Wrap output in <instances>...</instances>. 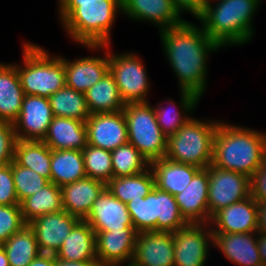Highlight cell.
<instances>
[{"label": "cell", "mask_w": 266, "mask_h": 266, "mask_svg": "<svg viewBox=\"0 0 266 266\" xmlns=\"http://www.w3.org/2000/svg\"><path fill=\"white\" fill-rule=\"evenodd\" d=\"M110 48L109 45V72L114 76L122 101L125 104L149 102V76L142 59L134 52L113 54Z\"/></svg>", "instance_id": "obj_9"}, {"label": "cell", "mask_w": 266, "mask_h": 266, "mask_svg": "<svg viewBox=\"0 0 266 266\" xmlns=\"http://www.w3.org/2000/svg\"><path fill=\"white\" fill-rule=\"evenodd\" d=\"M250 189L256 202H266V156L261 168L250 178Z\"/></svg>", "instance_id": "obj_42"}, {"label": "cell", "mask_w": 266, "mask_h": 266, "mask_svg": "<svg viewBox=\"0 0 266 266\" xmlns=\"http://www.w3.org/2000/svg\"><path fill=\"white\" fill-rule=\"evenodd\" d=\"M50 181L59 187L87 177L82 150H51Z\"/></svg>", "instance_id": "obj_29"}, {"label": "cell", "mask_w": 266, "mask_h": 266, "mask_svg": "<svg viewBox=\"0 0 266 266\" xmlns=\"http://www.w3.org/2000/svg\"><path fill=\"white\" fill-rule=\"evenodd\" d=\"M90 1H101V0H58V2H90Z\"/></svg>", "instance_id": "obj_49"}, {"label": "cell", "mask_w": 266, "mask_h": 266, "mask_svg": "<svg viewBox=\"0 0 266 266\" xmlns=\"http://www.w3.org/2000/svg\"><path fill=\"white\" fill-rule=\"evenodd\" d=\"M208 169H200L183 192L175 200L182 217L189 223H210L208 209Z\"/></svg>", "instance_id": "obj_21"}, {"label": "cell", "mask_w": 266, "mask_h": 266, "mask_svg": "<svg viewBox=\"0 0 266 266\" xmlns=\"http://www.w3.org/2000/svg\"><path fill=\"white\" fill-rule=\"evenodd\" d=\"M53 117L47 97L25 95L20 115L13 123L17 140L43 141Z\"/></svg>", "instance_id": "obj_13"}, {"label": "cell", "mask_w": 266, "mask_h": 266, "mask_svg": "<svg viewBox=\"0 0 266 266\" xmlns=\"http://www.w3.org/2000/svg\"><path fill=\"white\" fill-rule=\"evenodd\" d=\"M106 189V183L85 177L61 187L63 210L84 220L97 197Z\"/></svg>", "instance_id": "obj_23"}, {"label": "cell", "mask_w": 266, "mask_h": 266, "mask_svg": "<svg viewBox=\"0 0 266 266\" xmlns=\"http://www.w3.org/2000/svg\"><path fill=\"white\" fill-rule=\"evenodd\" d=\"M0 266H9L7 254L1 245H0Z\"/></svg>", "instance_id": "obj_48"}, {"label": "cell", "mask_w": 266, "mask_h": 266, "mask_svg": "<svg viewBox=\"0 0 266 266\" xmlns=\"http://www.w3.org/2000/svg\"><path fill=\"white\" fill-rule=\"evenodd\" d=\"M80 221L65 210L41 215L28 225L33 229L42 254L55 255L74 226Z\"/></svg>", "instance_id": "obj_16"}, {"label": "cell", "mask_w": 266, "mask_h": 266, "mask_svg": "<svg viewBox=\"0 0 266 266\" xmlns=\"http://www.w3.org/2000/svg\"><path fill=\"white\" fill-rule=\"evenodd\" d=\"M84 220L89 223L94 232L133 227L127 205L115 198L107 188L94 201Z\"/></svg>", "instance_id": "obj_20"}, {"label": "cell", "mask_w": 266, "mask_h": 266, "mask_svg": "<svg viewBox=\"0 0 266 266\" xmlns=\"http://www.w3.org/2000/svg\"><path fill=\"white\" fill-rule=\"evenodd\" d=\"M258 226L257 232L266 234V202H257Z\"/></svg>", "instance_id": "obj_44"}, {"label": "cell", "mask_w": 266, "mask_h": 266, "mask_svg": "<svg viewBox=\"0 0 266 266\" xmlns=\"http://www.w3.org/2000/svg\"><path fill=\"white\" fill-rule=\"evenodd\" d=\"M131 263L136 266H174L173 232L138 233Z\"/></svg>", "instance_id": "obj_18"}, {"label": "cell", "mask_w": 266, "mask_h": 266, "mask_svg": "<svg viewBox=\"0 0 266 266\" xmlns=\"http://www.w3.org/2000/svg\"><path fill=\"white\" fill-rule=\"evenodd\" d=\"M209 224L213 233L257 232V202L250 195L242 201L217 211L211 217Z\"/></svg>", "instance_id": "obj_19"}, {"label": "cell", "mask_w": 266, "mask_h": 266, "mask_svg": "<svg viewBox=\"0 0 266 266\" xmlns=\"http://www.w3.org/2000/svg\"><path fill=\"white\" fill-rule=\"evenodd\" d=\"M20 209L27 224L41 215L62 211L61 187L50 181L35 194L23 199Z\"/></svg>", "instance_id": "obj_31"}, {"label": "cell", "mask_w": 266, "mask_h": 266, "mask_svg": "<svg viewBox=\"0 0 266 266\" xmlns=\"http://www.w3.org/2000/svg\"><path fill=\"white\" fill-rule=\"evenodd\" d=\"M124 116L127 123L128 142L149 163L164 158L167 152V136L161 131L153 106L147 103L125 104Z\"/></svg>", "instance_id": "obj_8"}, {"label": "cell", "mask_w": 266, "mask_h": 266, "mask_svg": "<svg viewBox=\"0 0 266 266\" xmlns=\"http://www.w3.org/2000/svg\"><path fill=\"white\" fill-rule=\"evenodd\" d=\"M48 99L55 117H66L86 122L91 115L86 103L85 93L76 91L66 85Z\"/></svg>", "instance_id": "obj_35"}, {"label": "cell", "mask_w": 266, "mask_h": 266, "mask_svg": "<svg viewBox=\"0 0 266 266\" xmlns=\"http://www.w3.org/2000/svg\"><path fill=\"white\" fill-rule=\"evenodd\" d=\"M24 92L15 64L0 63V121L14 123L21 112Z\"/></svg>", "instance_id": "obj_26"}, {"label": "cell", "mask_w": 266, "mask_h": 266, "mask_svg": "<svg viewBox=\"0 0 266 266\" xmlns=\"http://www.w3.org/2000/svg\"><path fill=\"white\" fill-rule=\"evenodd\" d=\"M127 266H136V265H134V264H132V263H129V264H127Z\"/></svg>", "instance_id": "obj_50"}, {"label": "cell", "mask_w": 266, "mask_h": 266, "mask_svg": "<svg viewBox=\"0 0 266 266\" xmlns=\"http://www.w3.org/2000/svg\"><path fill=\"white\" fill-rule=\"evenodd\" d=\"M28 266H55V255L41 253Z\"/></svg>", "instance_id": "obj_45"}, {"label": "cell", "mask_w": 266, "mask_h": 266, "mask_svg": "<svg viewBox=\"0 0 266 266\" xmlns=\"http://www.w3.org/2000/svg\"><path fill=\"white\" fill-rule=\"evenodd\" d=\"M113 177L134 176L150 168V163L131 143L111 151Z\"/></svg>", "instance_id": "obj_36"}, {"label": "cell", "mask_w": 266, "mask_h": 266, "mask_svg": "<svg viewBox=\"0 0 266 266\" xmlns=\"http://www.w3.org/2000/svg\"><path fill=\"white\" fill-rule=\"evenodd\" d=\"M138 232L134 227L95 232L99 266H121L132 262Z\"/></svg>", "instance_id": "obj_14"}, {"label": "cell", "mask_w": 266, "mask_h": 266, "mask_svg": "<svg viewBox=\"0 0 266 266\" xmlns=\"http://www.w3.org/2000/svg\"><path fill=\"white\" fill-rule=\"evenodd\" d=\"M239 266L263 265L258 251L257 232L213 233V246Z\"/></svg>", "instance_id": "obj_22"}, {"label": "cell", "mask_w": 266, "mask_h": 266, "mask_svg": "<svg viewBox=\"0 0 266 266\" xmlns=\"http://www.w3.org/2000/svg\"><path fill=\"white\" fill-rule=\"evenodd\" d=\"M180 98L178 107L172 99L166 101L168 105L166 107H163L161 102L153 107L156 121L167 138L175 134L188 119L193 117L191 113L200 103V99L188 91L180 90Z\"/></svg>", "instance_id": "obj_28"}, {"label": "cell", "mask_w": 266, "mask_h": 266, "mask_svg": "<svg viewBox=\"0 0 266 266\" xmlns=\"http://www.w3.org/2000/svg\"><path fill=\"white\" fill-rule=\"evenodd\" d=\"M11 168L19 203L50 182L30 168L19 165L15 160L11 163Z\"/></svg>", "instance_id": "obj_38"}, {"label": "cell", "mask_w": 266, "mask_h": 266, "mask_svg": "<svg viewBox=\"0 0 266 266\" xmlns=\"http://www.w3.org/2000/svg\"><path fill=\"white\" fill-rule=\"evenodd\" d=\"M55 256L67 261L97 262L95 232L89 223L80 220Z\"/></svg>", "instance_id": "obj_27"}, {"label": "cell", "mask_w": 266, "mask_h": 266, "mask_svg": "<svg viewBox=\"0 0 266 266\" xmlns=\"http://www.w3.org/2000/svg\"><path fill=\"white\" fill-rule=\"evenodd\" d=\"M17 138L14 124L0 121V166L10 164L14 161V152Z\"/></svg>", "instance_id": "obj_40"}, {"label": "cell", "mask_w": 266, "mask_h": 266, "mask_svg": "<svg viewBox=\"0 0 266 266\" xmlns=\"http://www.w3.org/2000/svg\"><path fill=\"white\" fill-rule=\"evenodd\" d=\"M126 205L138 233L175 232L189 224L182 217L175 197L157 187L145 197L130 200Z\"/></svg>", "instance_id": "obj_7"}, {"label": "cell", "mask_w": 266, "mask_h": 266, "mask_svg": "<svg viewBox=\"0 0 266 266\" xmlns=\"http://www.w3.org/2000/svg\"><path fill=\"white\" fill-rule=\"evenodd\" d=\"M0 205H20L15 190L11 163L0 166Z\"/></svg>", "instance_id": "obj_41"}, {"label": "cell", "mask_w": 266, "mask_h": 266, "mask_svg": "<svg viewBox=\"0 0 266 266\" xmlns=\"http://www.w3.org/2000/svg\"><path fill=\"white\" fill-rule=\"evenodd\" d=\"M154 187L155 178L151 168L134 176L113 177L106 184L108 191L125 204L145 197Z\"/></svg>", "instance_id": "obj_33"}, {"label": "cell", "mask_w": 266, "mask_h": 266, "mask_svg": "<svg viewBox=\"0 0 266 266\" xmlns=\"http://www.w3.org/2000/svg\"><path fill=\"white\" fill-rule=\"evenodd\" d=\"M122 13V0L58 2V16L66 34L75 43L110 45L111 29L117 13Z\"/></svg>", "instance_id": "obj_3"}, {"label": "cell", "mask_w": 266, "mask_h": 266, "mask_svg": "<svg viewBox=\"0 0 266 266\" xmlns=\"http://www.w3.org/2000/svg\"><path fill=\"white\" fill-rule=\"evenodd\" d=\"M175 7L182 14L187 12L197 18L203 11L207 0H172Z\"/></svg>", "instance_id": "obj_43"}, {"label": "cell", "mask_w": 266, "mask_h": 266, "mask_svg": "<svg viewBox=\"0 0 266 266\" xmlns=\"http://www.w3.org/2000/svg\"><path fill=\"white\" fill-rule=\"evenodd\" d=\"M174 266H205L213 232L209 223H191L173 232Z\"/></svg>", "instance_id": "obj_11"}, {"label": "cell", "mask_w": 266, "mask_h": 266, "mask_svg": "<svg viewBox=\"0 0 266 266\" xmlns=\"http://www.w3.org/2000/svg\"><path fill=\"white\" fill-rule=\"evenodd\" d=\"M260 3L261 0H207L196 19L221 49L241 46L249 43L255 35L253 17Z\"/></svg>", "instance_id": "obj_4"}, {"label": "cell", "mask_w": 266, "mask_h": 266, "mask_svg": "<svg viewBox=\"0 0 266 266\" xmlns=\"http://www.w3.org/2000/svg\"><path fill=\"white\" fill-rule=\"evenodd\" d=\"M55 266H99L97 262L67 261L55 256Z\"/></svg>", "instance_id": "obj_47"}, {"label": "cell", "mask_w": 266, "mask_h": 266, "mask_svg": "<svg viewBox=\"0 0 266 266\" xmlns=\"http://www.w3.org/2000/svg\"><path fill=\"white\" fill-rule=\"evenodd\" d=\"M219 120L188 119L178 131L168 137L165 158L207 168L212 164L213 140Z\"/></svg>", "instance_id": "obj_6"}, {"label": "cell", "mask_w": 266, "mask_h": 266, "mask_svg": "<svg viewBox=\"0 0 266 266\" xmlns=\"http://www.w3.org/2000/svg\"><path fill=\"white\" fill-rule=\"evenodd\" d=\"M85 123L89 145L113 151L128 143L127 123L123 111L91 114Z\"/></svg>", "instance_id": "obj_15"}, {"label": "cell", "mask_w": 266, "mask_h": 266, "mask_svg": "<svg viewBox=\"0 0 266 266\" xmlns=\"http://www.w3.org/2000/svg\"><path fill=\"white\" fill-rule=\"evenodd\" d=\"M85 97L90 114L123 111L125 106L114 76L109 71L85 92Z\"/></svg>", "instance_id": "obj_30"}, {"label": "cell", "mask_w": 266, "mask_h": 266, "mask_svg": "<svg viewBox=\"0 0 266 266\" xmlns=\"http://www.w3.org/2000/svg\"><path fill=\"white\" fill-rule=\"evenodd\" d=\"M90 51H106L103 57L64 58L66 86L85 93L109 71V45H85Z\"/></svg>", "instance_id": "obj_12"}, {"label": "cell", "mask_w": 266, "mask_h": 266, "mask_svg": "<svg viewBox=\"0 0 266 266\" xmlns=\"http://www.w3.org/2000/svg\"><path fill=\"white\" fill-rule=\"evenodd\" d=\"M82 153L87 177L107 184L113 178L111 151L88 144Z\"/></svg>", "instance_id": "obj_37"}, {"label": "cell", "mask_w": 266, "mask_h": 266, "mask_svg": "<svg viewBox=\"0 0 266 266\" xmlns=\"http://www.w3.org/2000/svg\"><path fill=\"white\" fill-rule=\"evenodd\" d=\"M150 168L154 174L155 187L173 196L183 192L200 170L197 166L177 163L165 157L151 162Z\"/></svg>", "instance_id": "obj_25"}, {"label": "cell", "mask_w": 266, "mask_h": 266, "mask_svg": "<svg viewBox=\"0 0 266 266\" xmlns=\"http://www.w3.org/2000/svg\"><path fill=\"white\" fill-rule=\"evenodd\" d=\"M9 266H28L41 252L33 229L27 224L1 244Z\"/></svg>", "instance_id": "obj_34"}, {"label": "cell", "mask_w": 266, "mask_h": 266, "mask_svg": "<svg viewBox=\"0 0 266 266\" xmlns=\"http://www.w3.org/2000/svg\"><path fill=\"white\" fill-rule=\"evenodd\" d=\"M209 217L219 210L242 201L251 195L250 178L242 173L217 168L210 164L208 167Z\"/></svg>", "instance_id": "obj_10"}, {"label": "cell", "mask_w": 266, "mask_h": 266, "mask_svg": "<svg viewBox=\"0 0 266 266\" xmlns=\"http://www.w3.org/2000/svg\"><path fill=\"white\" fill-rule=\"evenodd\" d=\"M14 160L50 181L51 149L43 141L17 140Z\"/></svg>", "instance_id": "obj_32"}, {"label": "cell", "mask_w": 266, "mask_h": 266, "mask_svg": "<svg viewBox=\"0 0 266 266\" xmlns=\"http://www.w3.org/2000/svg\"><path fill=\"white\" fill-rule=\"evenodd\" d=\"M43 142L51 150H83L88 145L86 123L54 116Z\"/></svg>", "instance_id": "obj_24"}, {"label": "cell", "mask_w": 266, "mask_h": 266, "mask_svg": "<svg viewBox=\"0 0 266 266\" xmlns=\"http://www.w3.org/2000/svg\"><path fill=\"white\" fill-rule=\"evenodd\" d=\"M166 59L177 77L179 90L202 98L207 88L208 57L221 47L204 29L190 21L159 31Z\"/></svg>", "instance_id": "obj_1"}, {"label": "cell", "mask_w": 266, "mask_h": 266, "mask_svg": "<svg viewBox=\"0 0 266 266\" xmlns=\"http://www.w3.org/2000/svg\"><path fill=\"white\" fill-rule=\"evenodd\" d=\"M135 21H147L160 30L176 27L186 20L172 0H122V13Z\"/></svg>", "instance_id": "obj_17"}, {"label": "cell", "mask_w": 266, "mask_h": 266, "mask_svg": "<svg viewBox=\"0 0 266 266\" xmlns=\"http://www.w3.org/2000/svg\"><path fill=\"white\" fill-rule=\"evenodd\" d=\"M265 156L266 132L219 121L213 140V166L251 178Z\"/></svg>", "instance_id": "obj_2"}, {"label": "cell", "mask_w": 266, "mask_h": 266, "mask_svg": "<svg viewBox=\"0 0 266 266\" xmlns=\"http://www.w3.org/2000/svg\"><path fill=\"white\" fill-rule=\"evenodd\" d=\"M258 251L263 265H266V234L257 232Z\"/></svg>", "instance_id": "obj_46"}, {"label": "cell", "mask_w": 266, "mask_h": 266, "mask_svg": "<svg viewBox=\"0 0 266 266\" xmlns=\"http://www.w3.org/2000/svg\"><path fill=\"white\" fill-rule=\"evenodd\" d=\"M22 63L15 64L24 95L50 97L66 85L64 57L53 56L39 45L23 42Z\"/></svg>", "instance_id": "obj_5"}, {"label": "cell", "mask_w": 266, "mask_h": 266, "mask_svg": "<svg viewBox=\"0 0 266 266\" xmlns=\"http://www.w3.org/2000/svg\"><path fill=\"white\" fill-rule=\"evenodd\" d=\"M25 225L20 205H0V245Z\"/></svg>", "instance_id": "obj_39"}]
</instances>
